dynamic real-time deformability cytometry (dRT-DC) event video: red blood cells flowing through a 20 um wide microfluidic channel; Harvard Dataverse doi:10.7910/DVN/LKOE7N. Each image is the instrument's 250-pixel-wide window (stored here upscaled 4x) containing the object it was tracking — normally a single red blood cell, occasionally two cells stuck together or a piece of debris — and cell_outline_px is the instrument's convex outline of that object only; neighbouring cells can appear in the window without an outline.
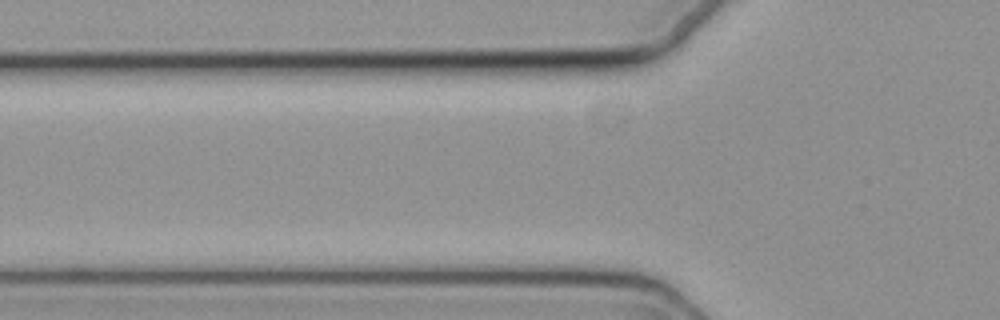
{"species": "common noctule bat (a hibernating species)", "species_latin": "Nyctalus noctula", "temperature_condition": "cold", "stored_images_in_passage": 4, "camera_frame_rate_fps": 3000, "um_per_image_px": 0.085, "animal": {"sex": "female", "body_mass_g": 19.3, "forearm_length_mm": 54.1}, "frame": {"image": 1, "passage_image": 4, "time_ms": 1.0, "image_size_px": [1000, 320], "cell_outline_px": [[664, 284], [520, 272], [520, 268], [528, 264], [584, 264], [636, 272], [664, 280]], "centroid_in_image_um": [50.1, 23.16], "position_along_channel_um": 75.7, "area_um2": 10.52}}